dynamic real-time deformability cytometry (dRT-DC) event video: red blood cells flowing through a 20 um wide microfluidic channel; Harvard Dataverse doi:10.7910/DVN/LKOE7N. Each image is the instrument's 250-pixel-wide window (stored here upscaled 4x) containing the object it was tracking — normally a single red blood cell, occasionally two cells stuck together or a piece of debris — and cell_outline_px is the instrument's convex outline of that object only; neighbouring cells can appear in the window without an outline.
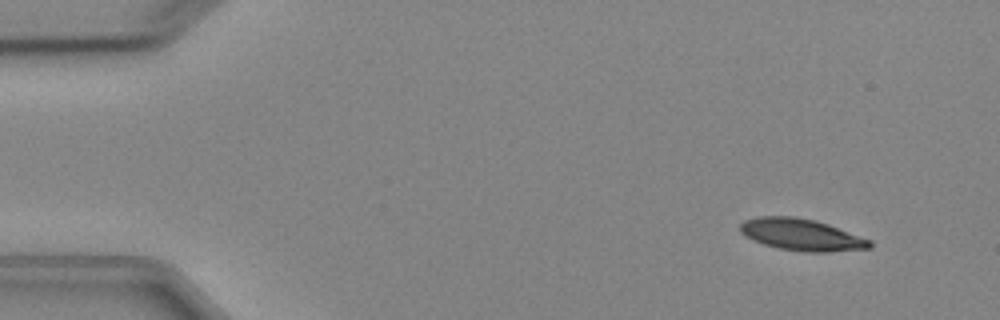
{"species": "Egyptian fruit bat (a non-hibernating species)", "species_latin": "Rousettus aegyptiacus", "temperature_condition": "cold", "stored_images_in_passage": 4, "camera_frame_rate_fps": 3000, "um_per_image_px": 0.085, "animal": {"sex": "female"}, "frame": {"image": 1, "passage_image": 1, "time_ms": 0.0, "image_size_px": [1000, 320], "cell_outline_px": [[872, 248], [828, 252], [808, 252], [780, 248], [764, 244], [752, 240], [740, 232], [740, 224], [744, 220], [756, 216], [792, 216], [816, 220], [828, 224], [872, 240]], "centroid_in_image_um": [68.13, 19.94], "position_along_channel_um": 16.9, "area_um2": 24.04}}
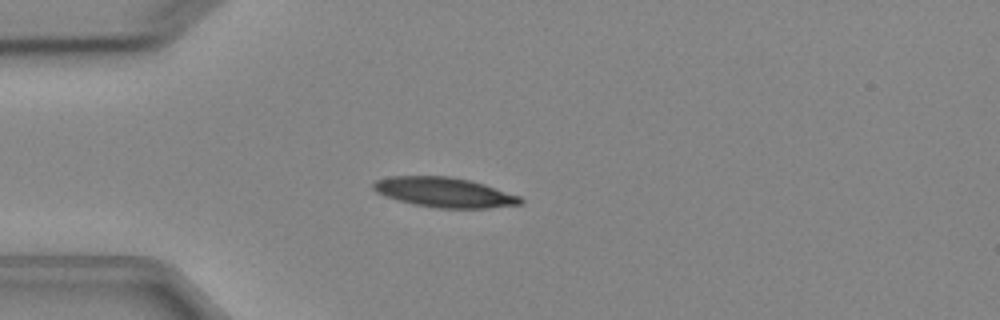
{"frame": {"image": 2, "passage_image": 3, "time_ms": 3.0, "image_size_px": [1000, 320], "cell_outline_px": [[524, 200], [520, 204], [488, 208], [436, 208], [412, 204], [384, 196], [376, 192], [372, 188], [372, 184], [376, 180], [388, 176], [448, 176], [468, 180], [484, 184], [520, 196]], "centroid_in_image_um": [37.73, 16.35], "position_along_channel_um": 47.3, "area_um2": 25.61}}